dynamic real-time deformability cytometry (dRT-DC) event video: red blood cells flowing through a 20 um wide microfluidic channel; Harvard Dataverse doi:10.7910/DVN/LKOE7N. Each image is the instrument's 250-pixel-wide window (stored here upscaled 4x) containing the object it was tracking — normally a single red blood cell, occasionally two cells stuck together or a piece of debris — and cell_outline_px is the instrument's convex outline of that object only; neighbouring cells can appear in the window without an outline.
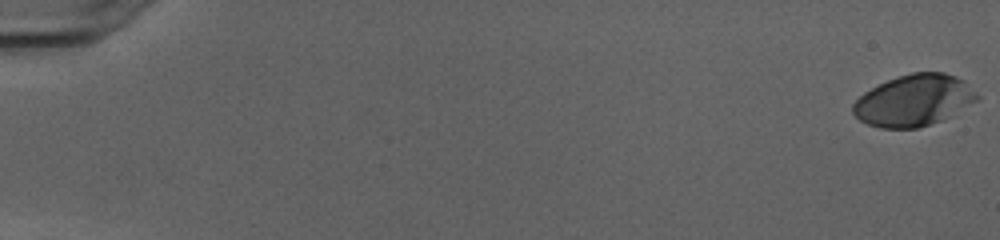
{"species": "human", "species_latin": "Homo sapiens", "temperature_condition": "cold", "stored_images_in_passage": 53, "camera_frame_rate_fps": 3000, "um_per_image_px": 0.085, "donor": {"sex": "female"}, "frame": {"image": 1, "passage_image": 1, "time_ms": 0.0, "image_size_px": [1000, 240], "cell_outline_px": [[980, 100], [944, 120], [916, 128], [880, 128], [868, 124], [860, 120], [852, 112], [852, 104], [864, 92], [888, 80], [912, 72], [944, 72], [956, 76], [964, 80], [980, 96]], "centroid_in_image_um": [77.73, 8.54], "position_along_channel_um": 7.3, "area_um2": 37.34}}
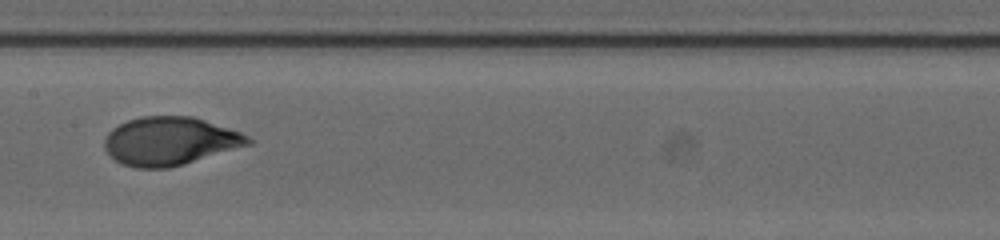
{"frame": {"image": 2, "passage_image": 29, "time_ms": 9.333, "image_size_px": [1000, 240], "cell_outline_px": [[252, 144], [184, 164], [168, 168], [136, 168], [124, 164], [116, 160], [104, 148], [104, 140], [108, 132], [112, 128], [128, 120], [140, 116], [192, 116], [240, 132], [248, 136], [252, 140]], "centroid_in_image_um": [14.44, 11.99], "position_along_channel_um": 193.0, "area_um2": 40.23}}
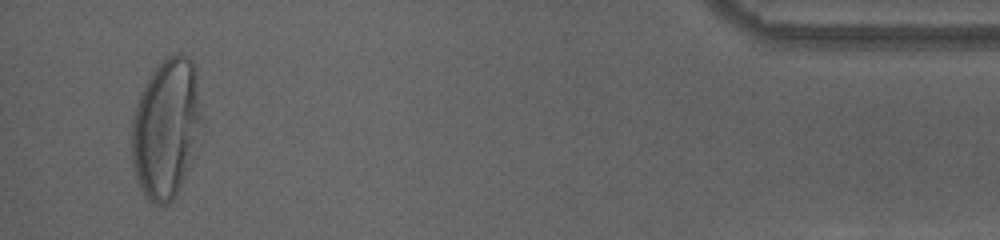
{"frame": {"image": 3, "passage_image": 51, "time_ms": 16.667, "image_size_px": [1000, 240], "cell_outline_px": [[200, 124], [192, 156], [184, 176], [172, 200], [168, 204], [156, 204], [144, 192], [136, 176], [132, 164], [132, 120], [136, 104], [140, 92], [152, 72], [160, 60], [176, 52], [180, 52], [188, 56], [192, 60], [196, 68], [200, 120]], "centroid_in_image_um": [14.1, 10.81], "position_along_channel_um": 421.1, "area_um2": 55.89}, "authors_computed_cell_mechanics": {"area_um2": 39.5352, "velocity_mm_per_s": 4.0158, "shape_relaxation_time_tau1_ms": 4.7945, "shape_relaxation_time_tau2_ms": null, "deformation_change_tau1": 0.2467, "deformation_change_tau2": null}}